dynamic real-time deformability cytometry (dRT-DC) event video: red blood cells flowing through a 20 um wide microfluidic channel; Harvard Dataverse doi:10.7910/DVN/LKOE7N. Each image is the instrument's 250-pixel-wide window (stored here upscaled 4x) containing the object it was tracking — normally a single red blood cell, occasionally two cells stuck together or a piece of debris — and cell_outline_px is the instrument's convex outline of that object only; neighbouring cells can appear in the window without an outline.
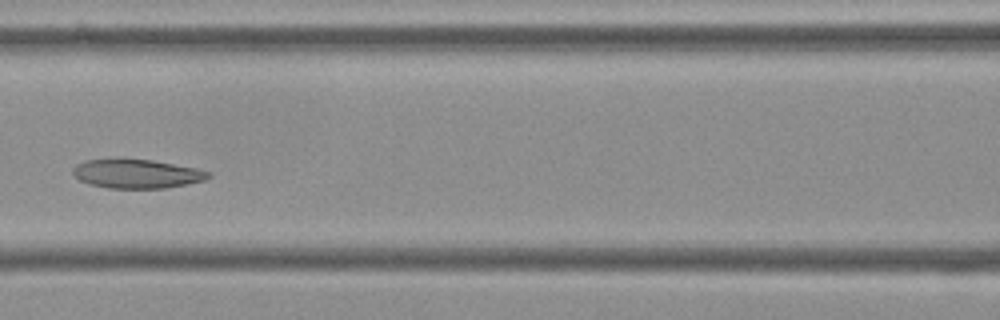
{"species": "Egyptian fruit bat (a non-hibernating species)", "species_latin": "Rousettus aegyptiacus", "temperature_condition": "cold", "stored_images_in_passage": 9, "camera_frame_rate_fps": 3000, "um_per_image_px": 0.085, "frame": {"image": 1, "passage_image": 7, "time_ms": 2.0, "image_size_px": [1000, 320], "cell_outline_px": [[212, 176], [204, 180], [188, 184], [164, 188], [108, 188], [88, 184], [80, 180], [72, 172], [72, 168], [76, 164], [84, 160], [152, 160], [196, 168], [212, 172]], "centroid_in_image_um": [11.65, 14.78], "position_along_channel_um": 155.0, "area_um2": 22.66}}
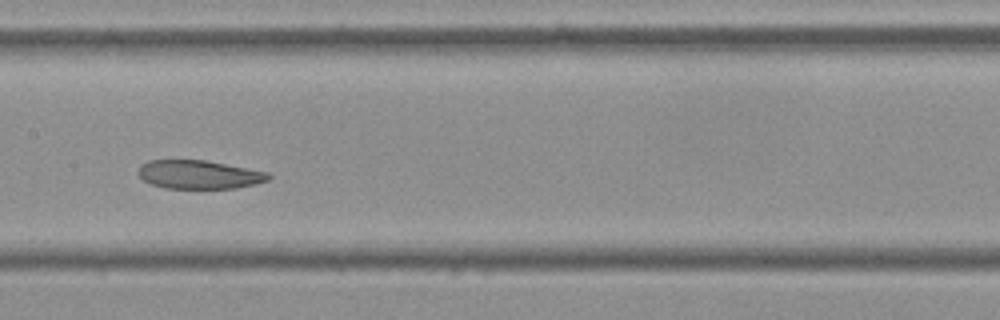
{"frame": {"image": 2, "passage_image": 8, "time_ms": 2.333, "image_size_px": [1000, 320], "cell_outline_px": [[272, 176], [268, 180], [256, 184], [236, 188], [164, 188], [152, 184], [144, 180], [136, 172], [140, 164], [148, 160], [204, 160], [268, 172]], "centroid_in_image_um": [16.9, 14.83], "position_along_channel_um": 190.5, "area_um2": 21.68}}
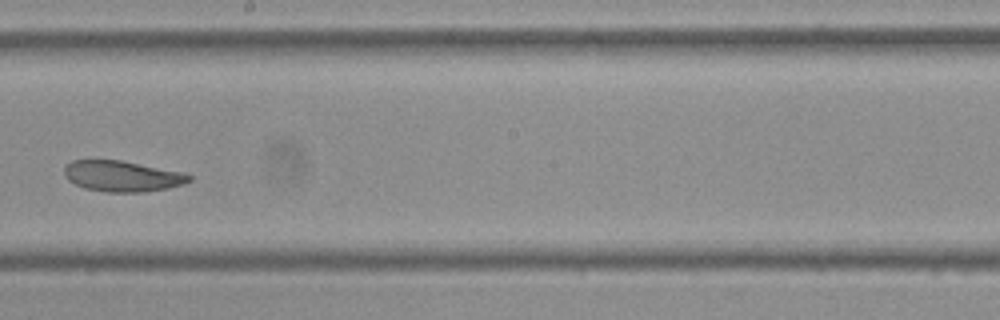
{"frame": {"image": 3, "passage_image": 9, "time_ms": 2.667, "image_size_px": [1000, 320], "cell_outline_px": [[192, 180], [184, 184], [168, 188], [144, 192], [108, 192], [84, 188], [68, 180], [64, 176], [64, 168], [72, 160], [120, 160], [180, 172], [192, 176]], "centroid_in_image_um": [10.37, 14.98], "position_along_channel_um": 237.8, "area_um2": 22.25}}